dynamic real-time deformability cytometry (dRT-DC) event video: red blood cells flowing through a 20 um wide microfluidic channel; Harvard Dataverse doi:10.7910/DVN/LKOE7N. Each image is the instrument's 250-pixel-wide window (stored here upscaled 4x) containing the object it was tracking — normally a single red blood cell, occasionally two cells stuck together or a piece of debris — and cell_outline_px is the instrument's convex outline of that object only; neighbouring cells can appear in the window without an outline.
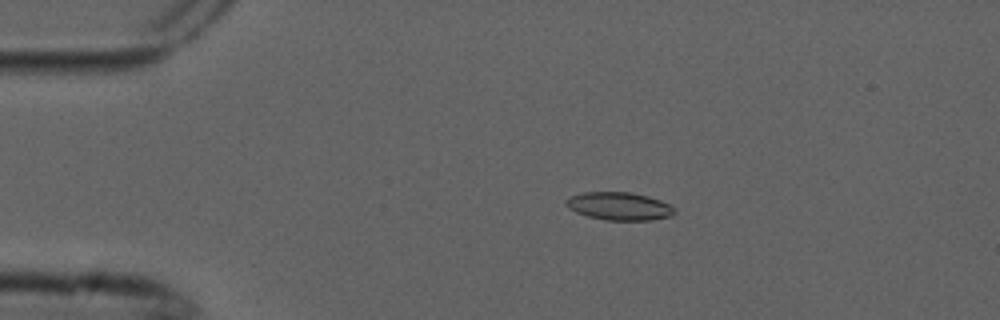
{"species": "common noctule bat (a hibernating species)", "species_latin": "Nyctalus noctula", "temperature_condition": "cold", "stored_images_in_passage": 4, "camera_frame_rate_fps": 3000, "um_per_image_px": 0.085, "animal": {"sex": "male", "forearm_length_mm": 52.5}, "frame": {"image": 1, "passage_image": 2, "time_ms": 0.333, "image_size_px": [1000, 320], "cell_outline_px": [[676, 212], [672, 216], [648, 220], [604, 220], [588, 216], [576, 212], [568, 208], [564, 204], [564, 200], [572, 196], [584, 192], [632, 192], [648, 196], [660, 200], [668, 204]], "centroid_in_image_um": [52.6, 17.52], "position_along_channel_um": 32.4, "area_um2": 17.63}}
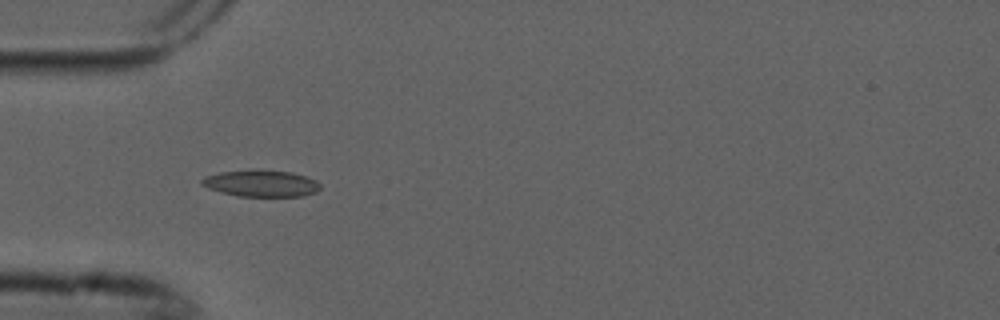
{"frame": {"image": 2, "passage_image": 4, "time_ms": 1.0, "image_size_px": [1000, 320], "cell_outline_px": [[320, 188], [316, 192], [300, 196], [240, 196], [220, 192], [208, 188], [200, 184], [200, 180], [204, 176], [220, 172], [256, 168], [260, 168], [292, 172], [308, 176], [316, 180], [320, 184]], "centroid_in_image_um": [22.18, 15.55], "position_along_channel_um": 62.8, "area_um2": 18.84}}